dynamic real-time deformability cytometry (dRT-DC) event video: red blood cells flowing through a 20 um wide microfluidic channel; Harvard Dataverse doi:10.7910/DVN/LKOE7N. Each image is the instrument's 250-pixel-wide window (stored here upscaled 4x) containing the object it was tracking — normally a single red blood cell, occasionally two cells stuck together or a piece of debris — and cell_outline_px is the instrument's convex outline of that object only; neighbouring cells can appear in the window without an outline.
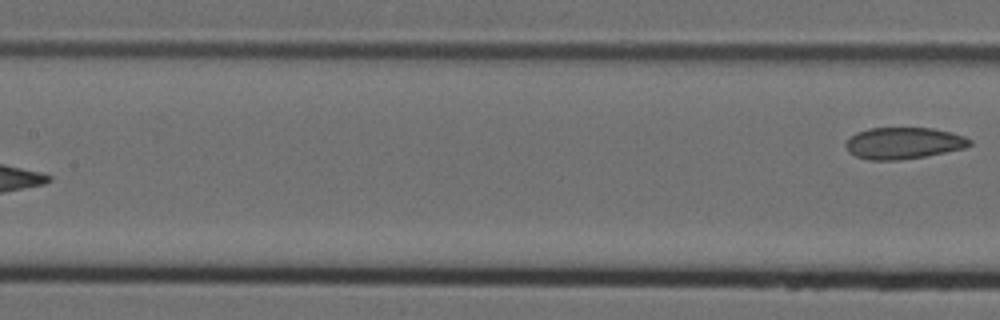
{"species": "Egyptian fruit bat (a non-hibernating species)", "species_latin": "Rousettus aegyptiacus", "temperature_condition": "cold", "stored_images_in_passage": 6, "segment_of_instrument_passage": [2, 2], "camera_frame_rate_fps": 3000, "um_per_image_px": 0.085, "animal": {"sex": "female"}, "frame": {"image": 1, "passage_image": 6, "time_ms": 1.667, "image_size_px": [1000, 320], "cell_outline_px": [[972, 144], [964, 148], [924, 156], [900, 160], [868, 160], [856, 156], [848, 152], [844, 144], [856, 132], [868, 128], [932, 128], [952, 132], [964, 136], [972, 140]], "centroid_in_image_um": [76.79, 12.16], "position_along_channel_um": 130.6, "area_um2": 22.83}}